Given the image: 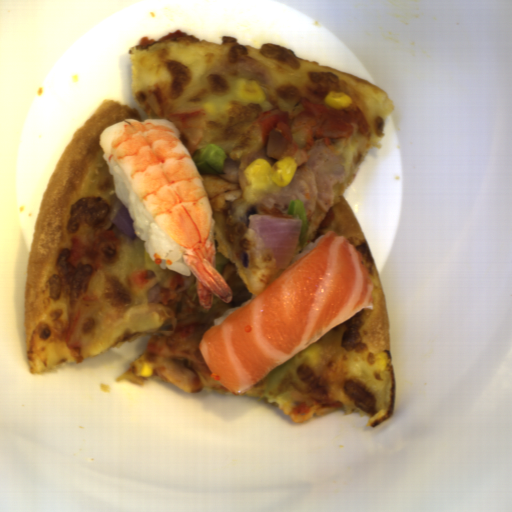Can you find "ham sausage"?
Segmentation results:
<instances>
[{"label":"ham sausage","mask_w":512,"mask_h":512,"mask_svg":"<svg viewBox=\"0 0 512 512\" xmlns=\"http://www.w3.org/2000/svg\"><path fill=\"white\" fill-rule=\"evenodd\" d=\"M289 140L287 137L277 131H270L264 146L253 153L247 163L250 165L256 159H264L269 163H274L280 158H284L289 148Z\"/></svg>","instance_id":"obj_3"},{"label":"ham sausage","mask_w":512,"mask_h":512,"mask_svg":"<svg viewBox=\"0 0 512 512\" xmlns=\"http://www.w3.org/2000/svg\"><path fill=\"white\" fill-rule=\"evenodd\" d=\"M145 100L156 117L171 121L179 129L178 139L188 151L197 146L208 120L204 109L176 112L163 88H154Z\"/></svg>","instance_id":"obj_2"},{"label":"ham sausage","mask_w":512,"mask_h":512,"mask_svg":"<svg viewBox=\"0 0 512 512\" xmlns=\"http://www.w3.org/2000/svg\"><path fill=\"white\" fill-rule=\"evenodd\" d=\"M346 176V155L331 144L314 145L306 162L297 167L291 183L278 192L264 193L260 203L266 208L279 209L289 218L292 201L300 200L307 218L317 208L326 212L333 206L335 184Z\"/></svg>","instance_id":"obj_1"}]
</instances>
